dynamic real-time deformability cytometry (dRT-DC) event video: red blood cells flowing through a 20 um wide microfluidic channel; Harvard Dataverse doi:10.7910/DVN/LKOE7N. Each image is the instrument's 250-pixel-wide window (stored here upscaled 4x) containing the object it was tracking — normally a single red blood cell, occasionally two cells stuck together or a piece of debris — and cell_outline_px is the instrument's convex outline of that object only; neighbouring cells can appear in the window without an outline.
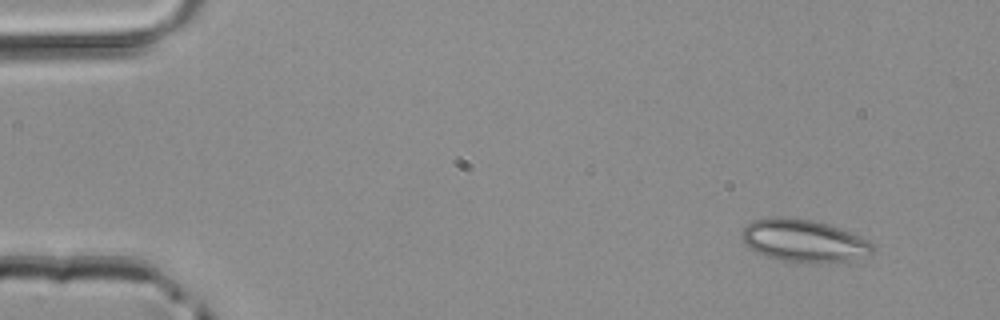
{"species": "common noctule bat (a hibernating species)", "species_latin": "Nyctalus noctula", "temperature_condition": "room temperature", "stored_images_in_passage": 44, "camera_frame_rate_fps": 3000, "um_per_image_px": 0.085, "animal": {"sex": "male", "body_mass_g": 20.4}, "frame": {"image": 1, "passage_image": 1, "time_ms": 0.0, "image_size_px": [1000, 320], "cell_outline_px": [[876, 248], [872, 256], [848, 260], [784, 260], [764, 256], [748, 248], [740, 232], [752, 220], [772, 216], [780, 216], [812, 220], [828, 224], [840, 228], [860, 236], [868, 240]], "centroid_in_image_um": [68.32, 20.41], "position_along_channel_um": 16.7, "area_um2": 31.91}}
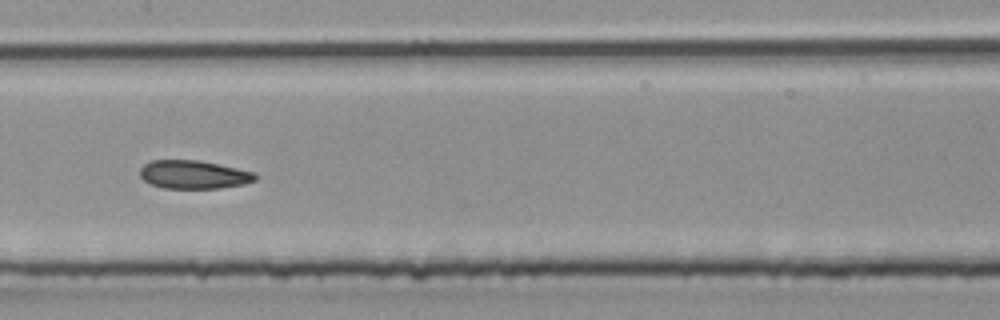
{"frame": {"image": 2, "passage_image": 21, "time_ms": 6.667, "image_size_px": [1000, 320], "cell_outline_px": [[260, 176], [256, 180], [244, 184], [220, 188], [164, 188], [152, 184], [144, 180], [140, 176], [140, 168], [144, 164], [152, 160], [196, 160], [256, 172]], "centroid_in_image_um": [16.49, 14.84], "position_along_channel_um": 190.9, "area_um2": 19.02}}
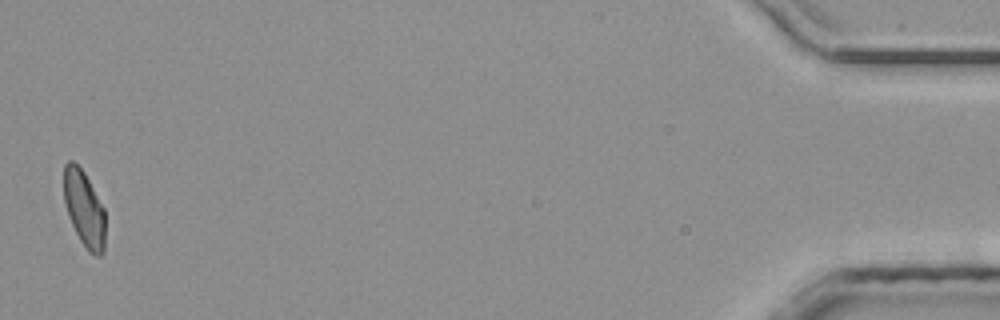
{"frame": {"image": 3, "passage_image": 44, "time_ms": 14.333, "image_size_px": [1000, 320], "cell_outline_px": [[104, 252], [100, 256], [96, 256], [88, 252], [80, 240], [68, 216], [64, 200], [64, 164], [68, 160], [72, 160], [84, 172], [104, 208]], "centroid_in_image_um": [7.15, 17.75], "position_along_channel_um": 428.1, "area_um2": 18.26}}